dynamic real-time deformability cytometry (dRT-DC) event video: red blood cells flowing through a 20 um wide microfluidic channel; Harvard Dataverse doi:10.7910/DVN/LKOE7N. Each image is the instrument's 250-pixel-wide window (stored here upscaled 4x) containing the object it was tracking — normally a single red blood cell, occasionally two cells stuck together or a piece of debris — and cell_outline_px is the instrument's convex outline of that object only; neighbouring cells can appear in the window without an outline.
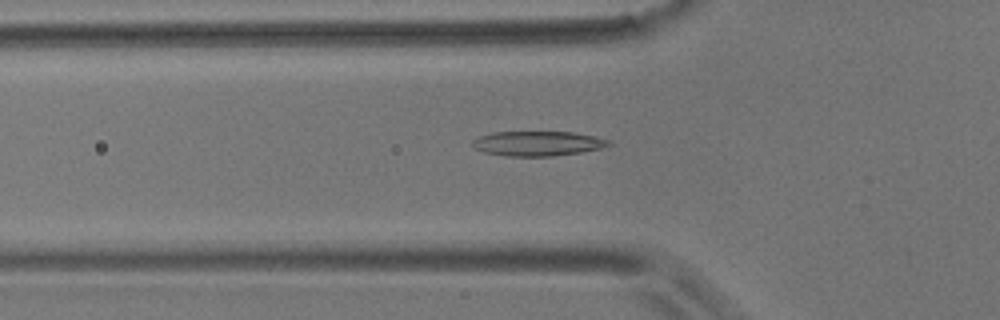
{"species": "common noctule bat (a hibernating species)", "species_latin": "Nyctalus noctula", "temperature_condition": "room temperature", "stored_images_in_passage": 42, "camera_frame_rate_fps": 3000, "um_per_image_px": 0.085, "animal": {"sex": "male", "body_mass_g": 17.9}, "frame": {"image": 1, "passage_image": 8, "time_ms": 2.333, "image_size_px": [1000, 320], "cell_outline_px": [[612, 144], [600, 148], [580, 152], [552, 156], [508, 156], [484, 152], [476, 148], [472, 144], [472, 140], [480, 136], [492, 132], [572, 132], [592, 136], [608, 140]], "centroid_in_image_um": [45.67, 12.19], "position_along_channel_um": 80.1, "area_um2": 19.36}}
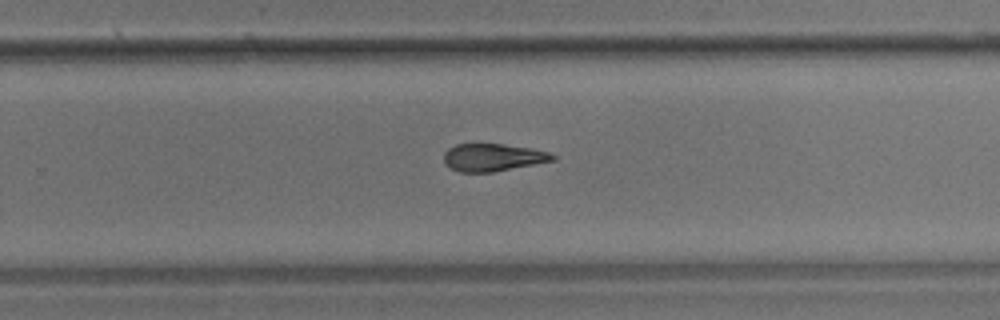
{"frame": {"image": 2, "passage_image": 25, "time_ms": 8.0, "image_size_px": [1000, 320], "cell_outline_px": [[556, 160], [492, 172], [460, 172], [452, 168], [444, 160], [444, 152], [448, 148], [456, 144], [504, 144], [532, 148], [548, 152], [556, 156]], "centroid_in_image_um": [41.92, 13.37], "position_along_channel_um": 287.9, "area_um2": 17.34}}
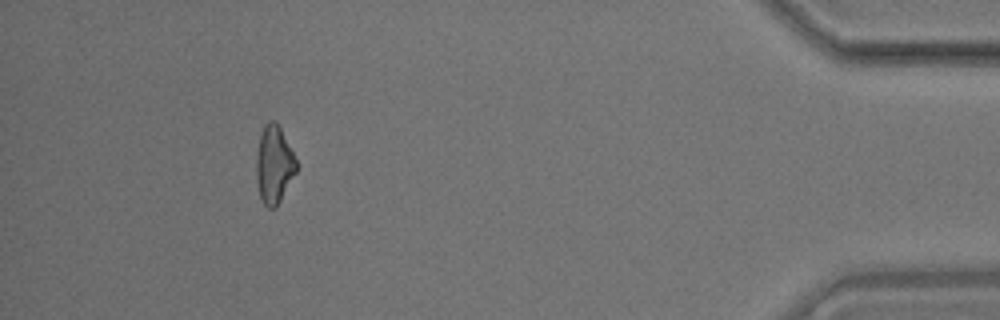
{"frame": {"image": 3, "passage_image": 40, "time_ms": 13.0, "image_size_px": [1000, 320], "cell_outline_px": [[296, 172], [276, 208], [268, 208], [260, 200], [256, 180], [256, 156], [260, 136], [264, 124], [268, 120], [276, 120], [296, 160]], "centroid_in_image_um": [23.26, 14.01], "position_along_channel_um": 411.9, "area_um2": 18.09}}